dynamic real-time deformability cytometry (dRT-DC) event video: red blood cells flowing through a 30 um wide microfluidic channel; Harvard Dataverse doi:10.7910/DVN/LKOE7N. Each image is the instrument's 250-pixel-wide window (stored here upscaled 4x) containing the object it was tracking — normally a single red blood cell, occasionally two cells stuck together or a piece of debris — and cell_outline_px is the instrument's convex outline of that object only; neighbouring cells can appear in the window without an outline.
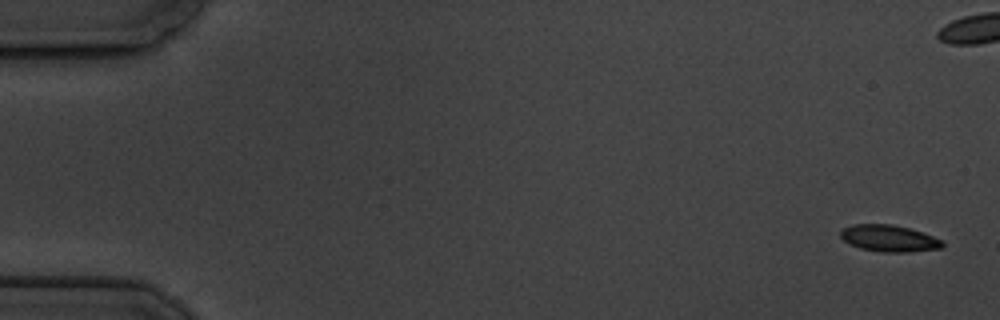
{"species": "common noctule bat (a hibernating species)", "species_latin": "Nyctalus noctula", "temperature_condition": "cold", "stored_images_in_passage": 18, "camera_frame_rate_fps": 3000, "um_per_image_px": 0.085, "animal": {"sex": "male", "body_mass_g": 19.5, "forearm_length_mm": 54.6}, "frame": {"image": 1, "passage_image": 1, "time_ms": 0.0, "image_size_px": [1000, 320], "cell_outline_px": [[944, 244], [940, 248], [908, 252], [884, 252], [860, 248], [844, 240], [840, 236], [840, 232], [844, 228], [852, 224], [892, 224], [924, 232], [944, 240]], "centroid_in_image_um": [75.61, 20.25], "position_along_channel_um": 9.4, "area_um2": 15.78}}
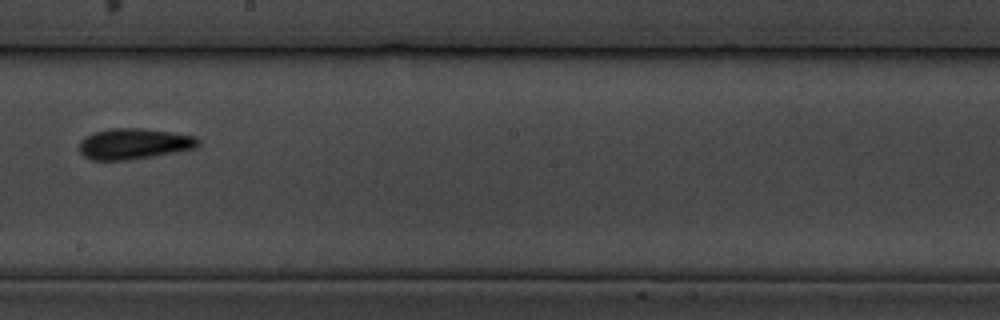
{"frame": {"image": 2, "passage_image": 11, "time_ms": 12.667, "image_size_px": [1000, 320], "cell_outline_px": [[200, 144], [196, 148], [176, 152], [128, 160], [92, 160], [84, 156], [80, 152], [80, 140], [96, 132], [108, 128], [144, 128], [172, 132], [196, 136], [200, 140]], "centroid_in_image_um": [11.43, 12.22], "position_along_channel_um": 236.8, "area_um2": 21.39}}
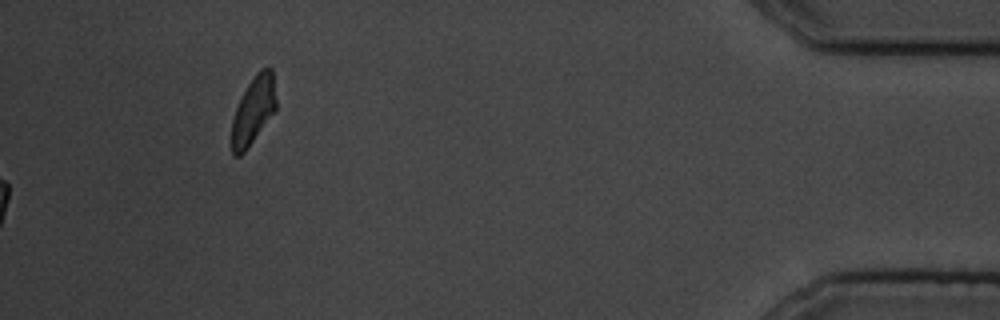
{"frame": {"image": 3, "passage_image": 17, "time_ms": 19.667, "image_size_px": [1000, 320], "cell_outline_px": [[276, 108], [244, 152], [240, 156], [232, 156], [232, 120], [236, 108], [248, 84], [256, 72], [260, 68], [272, 68], [276, 100]], "centroid_in_image_um": [21.53, 9.36], "position_along_channel_um": 413.7, "area_um2": 17.05}, "authors_computed_cell_mechanics": {"area_um2": 17.1377, "velocity_mm_per_s": 3.3658, "shape_relaxation_time_tau1_ms": null, "shape_relaxation_time_tau2_ms": 9.7938, "deformation_change_tau1": null, "deformation_change_tau2": 0.1417}}